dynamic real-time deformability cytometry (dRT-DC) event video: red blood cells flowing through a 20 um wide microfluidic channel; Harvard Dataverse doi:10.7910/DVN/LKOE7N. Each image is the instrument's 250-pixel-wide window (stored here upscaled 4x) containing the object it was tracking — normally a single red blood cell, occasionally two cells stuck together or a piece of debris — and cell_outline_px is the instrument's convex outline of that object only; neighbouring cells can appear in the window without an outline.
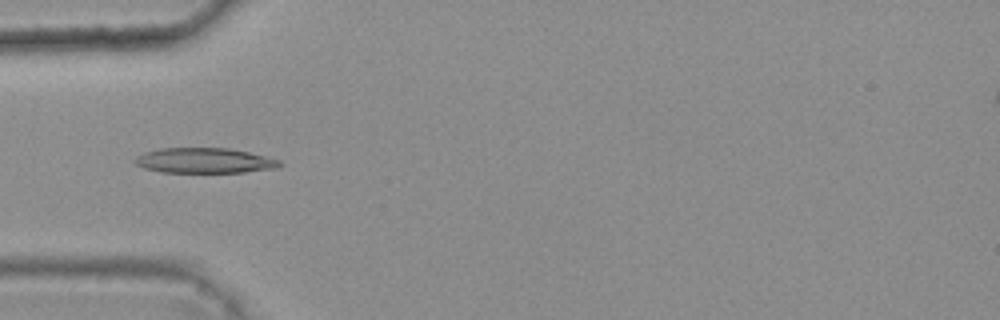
{"species": "common noctule bat (a hibernating species)", "species_latin": "Nyctalus noctula", "temperature_condition": "warm", "stored_images_in_passage": 6, "camera_frame_rate_fps": 3000, "um_per_image_px": 0.085, "animal": {"sex": "female", "body_mass_g": 25.1}, "frame": {"image": 1, "passage_image": 4, "time_ms": 1.0, "image_size_px": [1000, 320], "cell_outline_px": [[284, 164], [280, 168], [244, 172], [160, 172], [144, 168], [136, 164], [132, 160], [136, 156], [144, 152], [160, 148], [228, 148], [248, 152], [280, 160]], "centroid_in_image_um": [17.38, 13.65], "position_along_channel_um": 67.6, "area_um2": 21.39}}
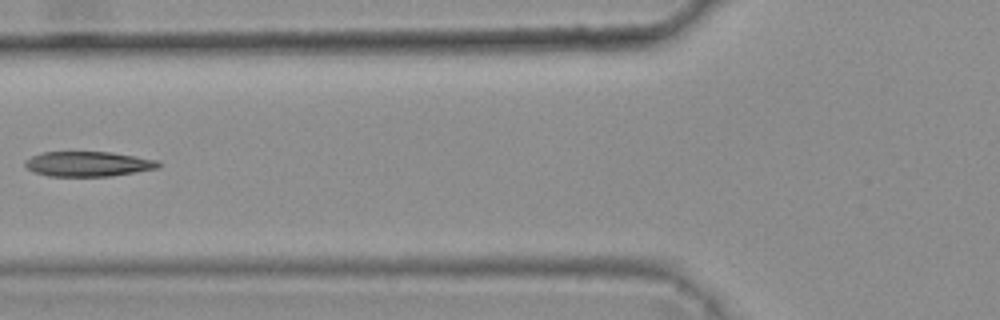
{"frame": {"image": 2, "passage_image": 5, "time_ms": 1.333, "image_size_px": [1000, 320], "cell_outline_px": [[160, 164], [156, 168], [112, 176], [48, 176], [36, 172], [28, 168], [24, 164], [24, 160], [32, 156], [44, 152], [112, 152], [160, 160]], "centroid_in_image_um": [7.5, 13.93], "position_along_channel_um": 118.3, "area_um2": 19.31}}
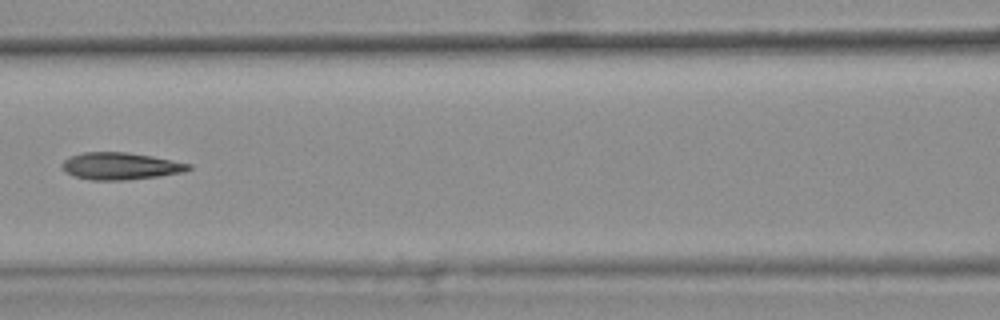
{"frame": {"image": 3, "passage_image": 6, "time_ms": 1.667, "image_size_px": [1000, 320], "cell_outline_px": [[192, 168], [184, 172], [128, 180], [92, 180], [72, 176], [64, 172], [60, 168], [60, 164], [64, 160], [72, 156], [84, 152], [124, 152], [152, 156], [192, 164]], "centroid_in_image_um": [10.2, 14.12], "position_along_channel_um": 156.4, "area_um2": 20.06}}